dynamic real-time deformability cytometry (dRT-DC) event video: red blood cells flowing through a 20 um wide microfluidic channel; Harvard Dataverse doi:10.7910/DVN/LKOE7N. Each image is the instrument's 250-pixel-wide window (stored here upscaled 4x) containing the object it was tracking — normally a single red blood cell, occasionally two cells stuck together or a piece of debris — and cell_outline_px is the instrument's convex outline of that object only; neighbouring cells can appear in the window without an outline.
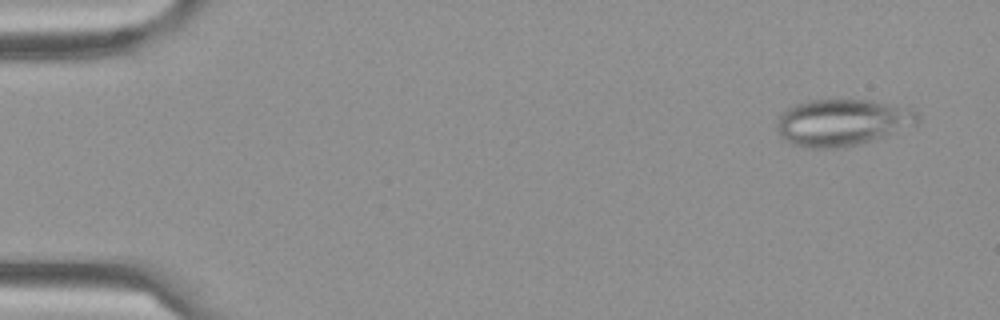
{"species": "Egyptian fruit bat (a non-hibernating species)", "species_latin": "Rousettus aegyptiacus", "temperature_condition": "cold", "stored_images_in_passage": 59, "camera_frame_rate_fps": 3000, "um_per_image_px": 0.085, "frame": {"image": 1, "passage_image": 4, "time_ms": 1.0, "image_size_px": [1000, 320], "cell_outline_px": [[920, 116], [916, 124], [884, 136], [860, 144], [844, 148], [808, 148], [792, 144], [780, 136], [776, 128], [776, 120], [788, 108], [796, 104], [808, 100], [868, 100], [912, 108]], "centroid_in_image_um": [71.57, 10.41], "position_along_channel_um": 13.4, "area_um2": 38.26}}
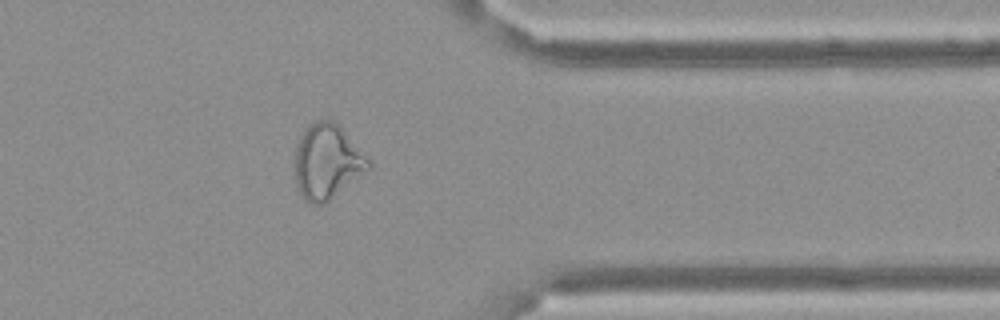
{"frame": {"image": 2, "passage_image": 48, "time_ms": 15.667, "image_size_px": [1000, 320], "cell_outline_px": [[372, 168], [324, 204], [312, 204], [304, 200], [296, 188], [296, 144], [300, 136], [316, 120], [332, 120], [344, 132], [372, 164]], "centroid_in_image_um": [27.79, 13.79], "position_along_channel_um": 383.6, "area_um2": 31.5}}
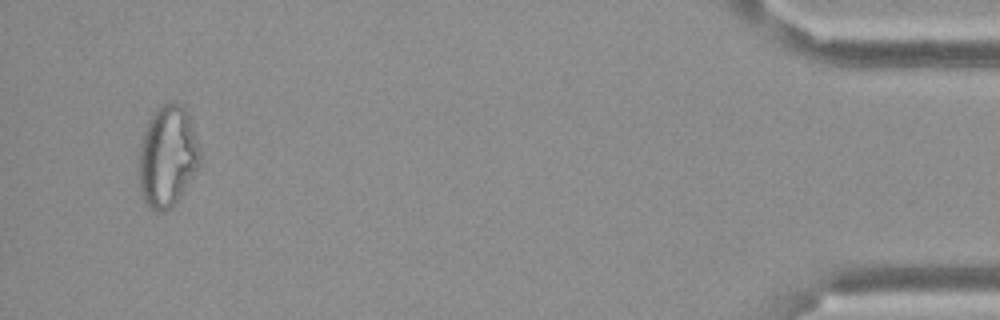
{"frame": {"image": 3, "passage_image": 57, "time_ms": 18.667, "image_size_px": [1000, 320], "cell_outline_px": [[200, 164], [176, 200], [164, 212], [156, 212], [148, 208], [140, 192], [140, 144], [148, 120], [156, 108], [160, 104], [168, 100], [180, 104], [188, 112], [200, 148]], "centroid_in_image_um": [14.23, 13.24], "position_along_channel_um": 421.0, "area_um2": 35.84}}